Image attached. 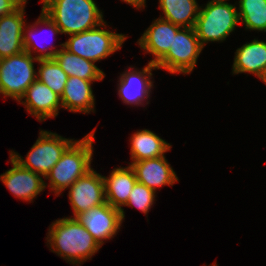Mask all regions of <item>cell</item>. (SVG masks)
<instances>
[{
  "label": "cell",
  "mask_w": 266,
  "mask_h": 266,
  "mask_svg": "<svg viewBox=\"0 0 266 266\" xmlns=\"http://www.w3.org/2000/svg\"><path fill=\"white\" fill-rule=\"evenodd\" d=\"M138 183L146 185L156 192L165 185L172 186L179 181L178 177L164 156L131 162Z\"/></svg>",
  "instance_id": "14"
},
{
  "label": "cell",
  "mask_w": 266,
  "mask_h": 266,
  "mask_svg": "<svg viewBox=\"0 0 266 266\" xmlns=\"http://www.w3.org/2000/svg\"><path fill=\"white\" fill-rule=\"evenodd\" d=\"M69 200L73 209V218L106 203L105 184L103 176L93 170L77 179L69 187Z\"/></svg>",
  "instance_id": "10"
},
{
  "label": "cell",
  "mask_w": 266,
  "mask_h": 266,
  "mask_svg": "<svg viewBox=\"0 0 266 266\" xmlns=\"http://www.w3.org/2000/svg\"><path fill=\"white\" fill-rule=\"evenodd\" d=\"M24 2L16 11L0 17V59L20 54L24 51L23 32L25 13Z\"/></svg>",
  "instance_id": "15"
},
{
  "label": "cell",
  "mask_w": 266,
  "mask_h": 266,
  "mask_svg": "<svg viewBox=\"0 0 266 266\" xmlns=\"http://www.w3.org/2000/svg\"><path fill=\"white\" fill-rule=\"evenodd\" d=\"M100 27H106V22L93 29L69 35L63 48L94 63L120 50L127 36Z\"/></svg>",
  "instance_id": "5"
},
{
  "label": "cell",
  "mask_w": 266,
  "mask_h": 266,
  "mask_svg": "<svg viewBox=\"0 0 266 266\" xmlns=\"http://www.w3.org/2000/svg\"><path fill=\"white\" fill-rule=\"evenodd\" d=\"M13 167L0 175V180L14 196L32 202L46 187L47 183L37 174L22 167L10 156Z\"/></svg>",
  "instance_id": "11"
},
{
  "label": "cell",
  "mask_w": 266,
  "mask_h": 266,
  "mask_svg": "<svg viewBox=\"0 0 266 266\" xmlns=\"http://www.w3.org/2000/svg\"><path fill=\"white\" fill-rule=\"evenodd\" d=\"M75 218L87 229L100 247L104 244V240L111 239L118 233L123 222L120 209L112 207L107 202L90 208Z\"/></svg>",
  "instance_id": "9"
},
{
  "label": "cell",
  "mask_w": 266,
  "mask_h": 266,
  "mask_svg": "<svg viewBox=\"0 0 266 266\" xmlns=\"http://www.w3.org/2000/svg\"><path fill=\"white\" fill-rule=\"evenodd\" d=\"M180 26L162 18L156 19L138 39V45L147 53L153 54L149 62L156 64L172 46L173 38Z\"/></svg>",
  "instance_id": "16"
},
{
  "label": "cell",
  "mask_w": 266,
  "mask_h": 266,
  "mask_svg": "<svg viewBox=\"0 0 266 266\" xmlns=\"http://www.w3.org/2000/svg\"><path fill=\"white\" fill-rule=\"evenodd\" d=\"M159 8L164 13L160 18L181 28L195 27L200 10L196 0H159Z\"/></svg>",
  "instance_id": "22"
},
{
  "label": "cell",
  "mask_w": 266,
  "mask_h": 266,
  "mask_svg": "<svg viewBox=\"0 0 266 266\" xmlns=\"http://www.w3.org/2000/svg\"><path fill=\"white\" fill-rule=\"evenodd\" d=\"M37 62L40 66L37 79L61 96L68 80V75L61 69L54 58L40 59Z\"/></svg>",
  "instance_id": "25"
},
{
  "label": "cell",
  "mask_w": 266,
  "mask_h": 266,
  "mask_svg": "<svg viewBox=\"0 0 266 266\" xmlns=\"http://www.w3.org/2000/svg\"><path fill=\"white\" fill-rule=\"evenodd\" d=\"M126 70L121 74L118 84V95L122 98L125 104L143 105L145 99L150 97V92L153 87L152 69L156 70L155 64L148 62L141 71Z\"/></svg>",
  "instance_id": "12"
},
{
  "label": "cell",
  "mask_w": 266,
  "mask_h": 266,
  "mask_svg": "<svg viewBox=\"0 0 266 266\" xmlns=\"http://www.w3.org/2000/svg\"><path fill=\"white\" fill-rule=\"evenodd\" d=\"M18 102L25 105L27 112L35 116L39 122L56 117L58 110L62 108L61 96L38 79L27 88Z\"/></svg>",
  "instance_id": "13"
},
{
  "label": "cell",
  "mask_w": 266,
  "mask_h": 266,
  "mask_svg": "<svg viewBox=\"0 0 266 266\" xmlns=\"http://www.w3.org/2000/svg\"><path fill=\"white\" fill-rule=\"evenodd\" d=\"M105 184L106 202L112 207L121 211L122 219L125 218V212L122 208L128 201L130 192L137 182L135 172L132 167H119L112 170L109 177L103 176Z\"/></svg>",
  "instance_id": "17"
},
{
  "label": "cell",
  "mask_w": 266,
  "mask_h": 266,
  "mask_svg": "<svg viewBox=\"0 0 266 266\" xmlns=\"http://www.w3.org/2000/svg\"><path fill=\"white\" fill-rule=\"evenodd\" d=\"M122 1L128 3L129 5L137 8V9L146 7L145 6L146 0H122Z\"/></svg>",
  "instance_id": "28"
},
{
  "label": "cell",
  "mask_w": 266,
  "mask_h": 266,
  "mask_svg": "<svg viewBox=\"0 0 266 266\" xmlns=\"http://www.w3.org/2000/svg\"><path fill=\"white\" fill-rule=\"evenodd\" d=\"M239 13L235 5L227 3L226 0H211L202 9L195 24V31L201 46L208 42H222L238 25Z\"/></svg>",
  "instance_id": "4"
},
{
  "label": "cell",
  "mask_w": 266,
  "mask_h": 266,
  "mask_svg": "<svg viewBox=\"0 0 266 266\" xmlns=\"http://www.w3.org/2000/svg\"><path fill=\"white\" fill-rule=\"evenodd\" d=\"M130 142L133 162L164 156L165 152L171 149L169 143L147 129L132 134Z\"/></svg>",
  "instance_id": "20"
},
{
  "label": "cell",
  "mask_w": 266,
  "mask_h": 266,
  "mask_svg": "<svg viewBox=\"0 0 266 266\" xmlns=\"http://www.w3.org/2000/svg\"><path fill=\"white\" fill-rule=\"evenodd\" d=\"M239 20L246 29L266 32V0H239Z\"/></svg>",
  "instance_id": "24"
},
{
  "label": "cell",
  "mask_w": 266,
  "mask_h": 266,
  "mask_svg": "<svg viewBox=\"0 0 266 266\" xmlns=\"http://www.w3.org/2000/svg\"><path fill=\"white\" fill-rule=\"evenodd\" d=\"M46 237L51 251L78 265L91 259L101 248L87 229L76 218H61L52 222Z\"/></svg>",
  "instance_id": "1"
},
{
  "label": "cell",
  "mask_w": 266,
  "mask_h": 266,
  "mask_svg": "<svg viewBox=\"0 0 266 266\" xmlns=\"http://www.w3.org/2000/svg\"><path fill=\"white\" fill-rule=\"evenodd\" d=\"M262 81L266 84V74H265L264 78L262 79Z\"/></svg>",
  "instance_id": "29"
},
{
  "label": "cell",
  "mask_w": 266,
  "mask_h": 266,
  "mask_svg": "<svg viewBox=\"0 0 266 266\" xmlns=\"http://www.w3.org/2000/svg\"><path fill=\"white\" fill-rule=\"evenodd\" d=\"M101 80H84L79 77H68L63 94L61 95L62 108L71 112L84 114L94 111L95 98L91 87L92 82Z\"/></svg>",
  "instance_id": "19"
},
{
  "label": "cell",
  "mask_w": 266,
  "mask_h": 266,
  "mask_svg": "<svg viewBox=\"0 0 266 266\" xmlns=\"http://www.w3.org/2000/svg\"><path fill=\"white\" fill-rule=\"evenodd\" d=\"M45 25L47 28H49L50 31V36H53L54 34L61 33L59 27L54 23V21L42 10L40 17L38 20L35 22L33 25H28L24 26V32H23V45H24V51L30 53L34 52H40V54H36L35 58L40 60V59H52L56 55V53L61 50V49H54L55 47L53 46H39L38 41L34 42V37L36 32L34 31L37 25ZM27 28V29H26ZM27 30V31H26ZM42 32V31H41ZM40 32V33H41ZM39 33V34H40ZM34 42V43H33ZM52 44V43H51ZM48 48L49 49L48 51ZM48 51V52H47ZM44 52V53H43Z\"/></svg>",
  "instance_id": "23"
},
{
  "label": "cell",
  "mask_w": 266,
  "mask_h": 266,
  "mask_svg": "<svg viewBox=\"0 0 266 266\" xmlns=\"http://www.w3.org/2000/svg\"><path fill=\"white\" fill-rule=\"evenodd\" d=\"M39 135L40 136L27 153L26 159H23L19 153L14 151H10V156L22 167L46 177L50 170L60 160L64 152L76 140L63 138L56 133L46 130H41Z\"/></svg>",
  "instance_id": "6"
},
{
  "label": "cell",
  "mask_w": 266,
  "mask_h": 266,
  "mask_svg": "<svg viewBox=\"0 0 266 266\" xmlns=\"http://www.w3.org/2000/svg\"><path fill=\"white\" fill-rule=\"evenodd\" d=\"M232 67L233 74L251 73L262 80L266 74V42L254 39L238 48Z\"/></svg>",
  "instance_id": "18"
},
{
  "label": "cell",
  "mask_w": 266,
  "mask_h": 266,
  "mask_svg": "<svg viewBox=\"0 0 266 266\" xmlns=\"http://www.w3.org/2000/svg\"><path fill=\"white\" fill-rule=\"evenodd\" d=\"M24 2V0H0V17L13 13Z\"/></svg>",
  "instance_id": "27"
},
{
  "label": "cell",
  "mask_w": 266,
  "mask_h": 266,
  "mask_svg": "<svg viewBox=\"0 0 266 266\" xmlns=\"http://www.w3.org/2000/svg\"><path fill=\"white\" fill-rule=\"evenodd\" d=\"M94 135L95 130L81 140H76L46 175L45 179L49 180L48 187L55 195L59 196L62 191L92 169Z\"/></svg>",
  "instance_id": "3"
},
{
  "label": "cell",
  "mask_w": 266,
  "mask_h": 266,
  "mask_svg": "<svg viewBox=\"0 0 266 266\" xmlns=\"http://www.w3.org/2000/svg\"><path fill=\"white\" fill-rule=\"evenodd\" d=\"M34 61L38 59L26 51L0 59V94L19 101L37 79Z\"/></svg>",
  "instance_id": "7"
},
{
  "label": "cell",
  "mask_w": 266,
  "mask_h": 266,
  "mask_svg": "<svg viewBox=\"0 0 266 266\" xmlns=\"http://www.w3.org/2000/svg\"><path fill=\"white\" fill-rule=\"evenodd\" d=\"M202 50L195 28L182 27L174 36L168 52L155 65L157 69L167 70L171 74H189Z\"/></svg>",
  "instance_id": "8"
},
{
  "label": "cell",
  "mask_w": 266,
  "mask_h": 266,
  "mask_svg": "<svg viewBox=\"0 0 266 266\" xmlns=\"http://www.w3.org/2000/svg\"><path fill=\"white\" fill-rule=\"evenodd\" d=\"M60 46L61 50L56 53L54 59L68 77L75 76L84 80H103L105 74L94 62L68 52L63 48L64 43L60 44Z\"/></svg>",
  "instance_id": "21"
},
{
  "label": "cell",
  "mask_w": 266,
  "mask_h": 266,
  "mask_svg": "<svg viewBox=\"0 0 266 266\" xmlns=\"http://www.w3.org/2000/svg\"><path fill=\"white\" fill-rule=\"evenodd\" d=\"M42 10L61 34H77L101 25L103 13L94 0H43Z\"/></svg>",
  "instance_id": "2"
},
{
  "label": "cell",
  "mask_w": 266,
  "mask_h": 266,
  "mask_svg": "<svg viewBox=\"0 0 266 266\" xmlns=\"http://www.w3.org/2000/svg\"><path fill=\"white\" fill-rule=\"evenodd\" d=\"M155 191L136 182L124 206L136 207L147 215L155 200Z\"/></svg>",
  "instance_id": "26"
}]
</instances>
